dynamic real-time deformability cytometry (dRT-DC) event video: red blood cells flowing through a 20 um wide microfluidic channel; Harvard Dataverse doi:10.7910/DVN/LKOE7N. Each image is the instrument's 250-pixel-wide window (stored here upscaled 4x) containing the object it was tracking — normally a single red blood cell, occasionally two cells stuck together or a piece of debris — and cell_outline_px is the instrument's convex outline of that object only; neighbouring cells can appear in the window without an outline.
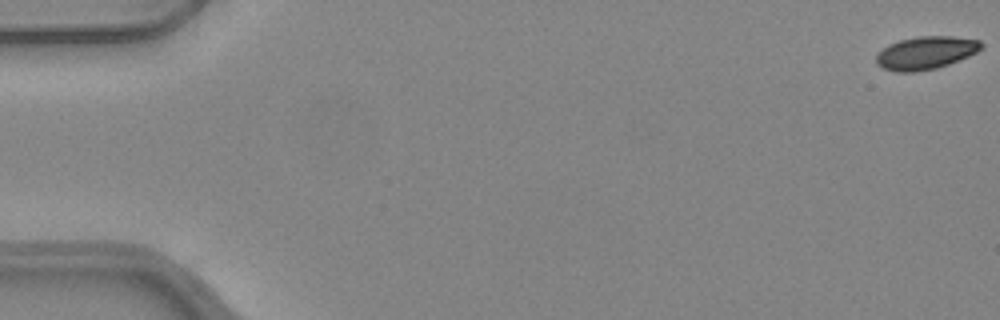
{"species": "common noctule bat (a hibernating species)", "species_latin": "Nyctalus noctula", "temperature_condition": "warm", "stored_images_in_passage": 43, "camera_frame_rate_fps": 3000, "um_per_image_px": 0.085, "animal": {"sex": "female", "body_mass_g": 24.6, "forearm_length_mm": 56.2}, "frame": {"image": 1, "passage_image": 1, "time_ms": 0.0, "image_size_px": [1000, 320], "cell_outline_px": [[984, 48], [968, 56], [948, 64], [936, 68], [912, 72], [896, 72], [884, 68], [876, 64], [876, 56], [888, 44], [900, 40], [916, 36], [952, 36], [980, 40], [984, 44]], "centroid_in_image_um": [78.71, 4.48], "position_along_channel_um": 6.3, "area_um2": 20.11}}
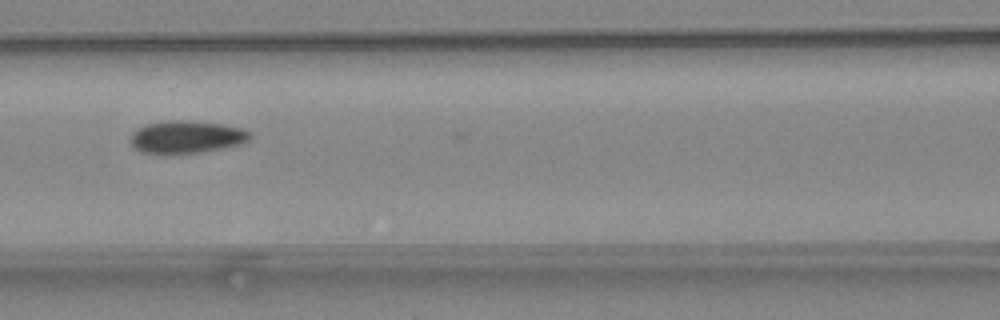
{"frame": {"image": 2, "passage_image": 24, "time_ms": 7.667, "image_size_px": [1000, 320], "cell_outline_px": [[252, 136], [248, 140], [240, 144], [200, 152], [164, 156], [160, 156], [140, 152], [128, 140], [132, 132], [136, 128], [144, 124], [168, 120], [184, 120], [220, 124], [244, 128], [252, 132]], "centroid_in_image_um": [15.78, 11.66], "position_along_channel_um": 150.8, "area_um2": 23.35}}
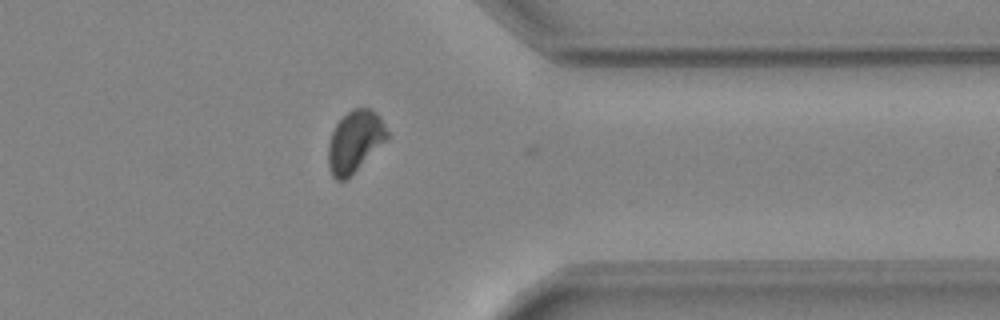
{"frame": {"image": 3, "passage_image": 42, "time_ms": 13.667, "image_size_px": [1000, 320], "cell_outline_px": [[388, 140], [344, 180], [336, 180], [332, 176], [328, 168], [328, 144], [332, 132], [336, 124], [352, 108], [368, 108], [376, 112], [380, 116], [388, 132]], "centroid_in_image_um": [30.16, 12.01], "position_along_channel_um": 381.2, "area_um2": 20.98}, "authors_computed_cell_mechanics": {"area_um2": 22.253, "velocity_mm_per_s": 3.997, "shape_relaxation_time_tau1_ms": 4.526, "shape_relaxation_time_tau2_ms": null, "deformation_change_tau1": 0.109, "deformation_change_tau2": null}}